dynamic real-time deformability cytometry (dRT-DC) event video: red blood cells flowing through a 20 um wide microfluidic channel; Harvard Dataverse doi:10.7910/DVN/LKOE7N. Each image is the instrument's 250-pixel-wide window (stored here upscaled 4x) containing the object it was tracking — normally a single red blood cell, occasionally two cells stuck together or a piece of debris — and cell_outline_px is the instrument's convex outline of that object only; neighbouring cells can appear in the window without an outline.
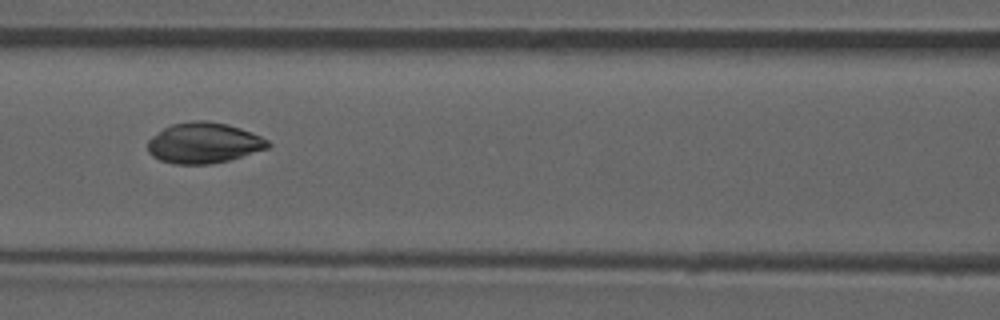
{"species": "common noctule bat (a hibernating species)", "species_latin": "Nyctalus noctula", "temperature_condition": "room temperature", "stored_images_in_passage": 53, "camera_frame_rate_fps": 3000, "um_per_image_px": 0.085, "animal": {"sex": "male", "forearm_length_mm": 52.5}, "frame": {"image": 1, "passage_image": 23, "time_ms": 7.333, "image_size_px": [1000, 320], "cell_outline_px": [[272, 144], [268, 148], [228, 160], [208, 164], [176, 164], [160, 160], [152, 156], [148, 152], [148, 140], [152, 136], [164, 128], [172, 124], [196, 120], [208, 120], [228, 124], [240, 128], [260, 136], [268, 140]], "centroid_in_image_um": [17.31, 12.14], "position_along_channel_um": 149.3, "area_um2": 28.38}}